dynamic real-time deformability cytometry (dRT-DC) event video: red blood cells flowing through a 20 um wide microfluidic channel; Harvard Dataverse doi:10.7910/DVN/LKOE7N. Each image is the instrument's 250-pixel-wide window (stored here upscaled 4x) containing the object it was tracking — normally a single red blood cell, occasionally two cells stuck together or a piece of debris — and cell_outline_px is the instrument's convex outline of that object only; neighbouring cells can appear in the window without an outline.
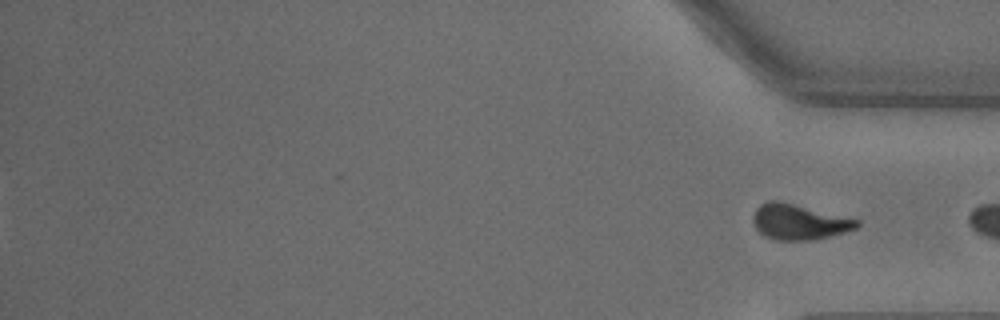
{"species": "common noctule bat (a hibernating species)", "species_latin": "Nyctalus noctula", "temperature_condition": "warm", "stored_images_in_passage": 31, "segment_of_instrument_passage": [2, 2], "camera_frame_rate_fps": 3000, "um_per_image_px": 0.085, "animal": {"sex": "male", "body_mass_g": 18.8}, "frame": {"image": 1, "passage_image": 31, "time_ms": 10.0, "image_size_px": [1000, 320], "cell_outline_px": [[860, 224], [856, 228], [844, 232], [812, 240], [776, 240], [764, 236], [756, 228], [752, 220], [752, 216], [756, 208], [760, 204], [768, 200], [776, 200], [860, 220]], "centroid_in_image_um": [67.87, 18.86], "position_along_channel_um": 367.3, "area_um2": 21.21}}